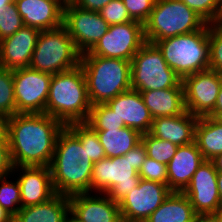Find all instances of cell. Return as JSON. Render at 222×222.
I'll return each mask as SVG.
<instances>
[{
  "label": "cell",
  "mask_w": 222,
  "mask_h": 222,
  "mask_svg": "<svg viewBox=\"0 0 222 222\" xmlns=\"http://www.w3.org/2000/svg\"><path fill=\"white\" fill-rule=\"evenodd\" d=\"M131 19L145 24L154 8L156 0H122Z\"/></svg>",
  "instance_id": "cell-38"
},
{
  "label": "cell",
  "mask_w": 222,
  "mask_h": 222,
  "mask_svg": "<svg viewBox=\"0 0 222 222\" xmlns=\"http://www.w3.org/2000/svg\"><path fill=\"white\" fill-rule=\"evenodd\" d=\"M207 22L180 0H156L147 22L144 36L147 42L191 33L202 29Z\"/></svg>",
  "instance_id": "cell-6"
},
{
  "label": "cell",
  "mask_w": 222,
  "mask_h": 222,
  "mask_svg": "<svg viewBox=\"0 0 222 222\" xmlns=\"http://www.w3.org/2000/svg\"><path fill=\"white\" fill-rule=\"evenodd\" d=\"M93 165L86 147L64 126L58 134L49 166L55 193L66 196L90 193Z\"/></svg>",
  "instance_id": "cell-2"
},
{
  "label": "cell",
  "mask_w": 222,
  "mask_h": 222,
  "mask_svg": "<svg viewBox=\"0 0 222 222\" xmlns=\"http://www.w3.org/2000/svg\"><path fill=\"white\" fill-rule=\"evenodd\" d=\"M64 124L45 113H17L8 119V143L13 167H49Z\"/></svg>",
  "instance_id": "cell-1"
},
{
  "label": "cell",
  "mask_w": 222,
  "mask_h": 222,
  "mask_svg": "<svg viewBox=\"0 0 222 222\" xmlns=\"http://www.w3.org/2000/svg\"><path fill=\"white\" fill-rule=\"evenodd\" d=\"M85 123L94 131L125 127L124 122H120L118 116L106 103L92 105L89 117Z\"/></svg>",
  "instance_id": "cell-29"
},
{
  "label": "cell",
  "mask_w": 222,
  "mask_h": 222,
  "mask_svg": "<svg viewBox=\"0 0 222 222\" xmlns=\"http://www.w3.org/2000/svg\"><path fill=\"white\" fill-rule=\"evenodd\" d=\"M12 170L9 144H0V177L12 174Z\"/></svg>",
  "instance_id": "cell-39"
},
{
  "label": "cell",
  "mask_w": 222,
  "mask_h": 222,
  "mask_svg": "<svg viewBox=\"0 0 222 222\" xmlns=\"http://www.w3.org/2000/svg\"><path fill=\"white\" fill-rule=\"evenodd\" d=\"M220 112H222V86L220 92L218 93V97L216 99V105L214 111L209 115V117L214 118Z\"/></svg>",
  "instance_id": "cell-44"
},
{
  "label": "cell",
  "mask_w": 222,
  "mask_h": 222,
  "mask_svg": "<svg viewBox=\"0 0 222 222\" xmlns=\"http://www.w3.org/2000/svg\"><path fill=\"white\" fill-rule=\"evenodd\" d=\"M0 222H13V216L0 206Z\"/></svg>",
  "instance_id": "cell-45"
},
{
  "label": "cell",
  "mask_w": 222,
  "mask_h": 222,
  "mask_svg": "<svg viewBox=\"0 0 222 222\" xmlns=\"http://www.w3.org/2000/svg\"><path fill=\"white\" fill-rule=\"evenodd\" d=\"M12 176L7 175L0 177V206L7 210L13 217L22 208L20 187L16 181H9Z\"/></svg>",
  "instance_id": "cell-31"
},
{
  "label": "cell",
  "mask_w": 222,
  "mask_h": 222,
  "mask_svg": "<svg viewBox=\"0 0 222 222\" xmlns=\"http://www.w3.org/2000/svg\"><path fill=\"white\" fill-rule=\"evenodd\" d=\"M214 118L222 125V112L218 113Z\"/></svg>",
  "instance_id": "cell-52"
},
{
  "label": "cell",
  "mask_w": 222,
  "mask_h": 222,
  "mask_svg": "<svg viewBox=\"0 0 222 222\" xmlns=\"http://www.w3.org/2000/svg\"><path fill=\"white\" fill-rule=\"evenodd\" d=\"M15 2V0H0V10L7 8V5Z\"/></svg>",
  "instance_id": "cell-49"
},
{
  "label": "cell",
  "mask_w": 222,
  "mask_h": 222,
  "mask_svg": "<svg viewBox=\"0 0 222 222\" xmlns=\"http://www.w3.org/2000/svg\"><path fill=\"white\" fill-rule=\"evenodd\" d=\"M79 8L91 11H99L112 0H70Z\"/></svg>",
  "instance_id": "cell-41"
},
{
  "label": "cell",
  "mask_w": 222,
  "mask_h": 222,
  "mask_svg": "<svg viewBox=\"0 0 222 222\" xmlns=\"http://www.w3.org/2000/svg\"><path fill=\"white\" fill-rule=\"evenodd\" d=\"M64 222H82V221L78 219L71 211H69L65 216Z\"/></svg>",
  "instance_id": "cell-48"
},
{
  "label": "cell",
  "mask_w": 222,
  "mask_h": 222,
  "mask_svg": "<svg viewBox=\"0 0 222 222\" xmlns=\"http://www.w3.org/2000/svg\"><path fill=\"white\" fill-rule=\"evenodd\" d=\"M195 142L205 160L222 153V125L209 116L199 117L195 128Z\"/></svg>",
  "instance_id": "cell-26"
},
{
  "label": "cell",
  "mask_w": 222,
  "mask_h": 222,
  "mask_svg": "<svg viewBox=\"0 0 222 222\" xmlns=\"http://www.w3.org/2000/svg\"><path fill=\"white\" fill-rule=\"evenodd\" d=\"M172 191L167 184L141 179L139 185L118 202L123 222H144Z\"/></svg>",
  "instance_id": "cell-14"
},
{
  "label": "cell",
  "mask_w": 222,
  "mask_h": 222,
  "mask_svg": "<svg viewBox=\"0 0 222 222\" xmlns=\"http://www.w3.org/2000/svg\"><path fill=\"white\" fill-rule=\"evenodd\" d=\"M8 119L9 117L0 114V144H9Z\"/></svg>",
  "instance_id": "cell-42"
},
{
  "label": "cell",
  "mask_w": 222,
  "mask_h": 222,
  "mask_svg": "<svg viewBox=\"0 0 222 222\" xmlns=\"http://www.w3.org/2000/svg\"><path fill=\"white\" fill-rule=\"evenodd\" d=\"M182 79L168 66L155 43L145 42L131 61V89L160 90L176 87Z\"/></svg>",
  "instance_id": "cell-8"
},
{
  "label": "cell",
  "mask_w": 222,
  "mask_h": 222,
  "mask_svg": "<svg viewBox=\"0 0 222 222\" xmlns=\"http://www.w3.org/2000/svg\"><path fill=\"white\" fill-rule=\"evenodd\" d=\"M140 180L138 172L133 169L130 150L123 156L105 157L94 163L91 193H105L118 203L139 185Z\"/></svg>",
  "instance_id": "cell-9"
},
{
  "label": "cell",
  "mask_w": 222,
  "mask_h": 222,
  "mask_svg": "<svg viewBox=\"0 0 222 222\" xmlns=\"http://www.w3.org/2000/svg\"><path fill=\"white\" fill-rule=\"evenodd\" d=\"M63 26L81 55L89 52L109 28L99 11L79 8L70 0L64 4Z\"/></svg>",
  "instance_id": "cell-11"
},
{
  "label": "cell",
  "mask_w": 222,
  "mask_h": 222,
  "mask_svg": "<svg viewBox=\"0 0 222 222\" xmlns=\"http://www.w3.org/2000/svg\"><path fill=\"white\" fill-rule=\"evenodd\" d=\"M216 215L218 216L220 222H222V204L219 209L216 211Z\"/></svg>",
  "instance_id": "cell-50"
},
{
  "label": "cell",
  "mask_w": 222,
  "mask_h": 222,
  "mask_svg": "<svg viewBox=\"0 0 222 222\" xmlns=\"http://www.w3.org/2000/svg\"><path fill=\"white\" fill-rule=\"evenodd\" d=\"M92 105L107 103L131 89V61L101 56H81Z\"/></svg>",
  "instance_id": "cell-4"
},
{
  "label": "cell",
  "mask_w": 222,
  "mask_h": 222,
  "mask_svg": "<svg viewBox=\"0 0 222 222\" xmlns=\"http://www.w3.org/2000/svg\"><path fill=\"white\" fill-rule=\"evenodd\" d=\"M217 184H218V192L220 196V201L222 203V172H217Z\"/></svg>",
  "instance_id": "cell-47"
},
{
  "label": "cell",
  "mask_w": 222,
  "mask_h": 222,
  "mask_svg": "<svg viewBox=\"0 0 222 222\" xmlns=\"http://www.w3.org/2000/svg\"><path fill=\"white\" fill-rule=\"evenodd\" d=\"M194 222H220L216 213L196 214Z\"/></svg>",
  "instance_id": "cell-43"
},
{
  "label": "cell",
  "mask_w": 222,
  "mask_h": 222,
  "mask_svg": "<svg viewBox=\"0 0 222 222\" xmlns=\"http://www.w3.org/2000/svg\"><path fill=\"white\" fill-rule=\"evenodd\" d=\"M140 93L153 119L176 116L186 111L182 81L173 88L140 91Z\"/></svg>",
  "instance_id": "cell-23"
},
{
  "label": "cell",
  "mask_w": 222,
  "mask_h": 222,
  "mask_svg": "<svg viewBox=\"0 0 222 222\" xmlns=\"http://www.w3.org/2000/svg\"><path fill=\"white\" fill-rule=\"evenodd\" d=\"M211 161L214 164L215 169L217 172H222V153L216 155Z\"/></svg>",
  "instance_id": "cell-46"
},
{
  "label": "cell",
  "mask_w": 222,
  "mask_h": 222,
  "mask_svg": "<svg viewBox=\"0 0 222 222\" xmlns=\"http://www.w3.org/2000/svg\"><path fill=\"white\" fill-rule=\"evenodd\" d=\"M155 44L168 66L181 78L209 69V24L187 34L168 37Z\"/></svg>",
  "instance_id": "cell-5"
},
{
  "label": "cell",
  "mask_w": 222,
  "mask_h": 222,
  "mask_svg": "<svg viewBox=\"0 0 222 222\" xmlns=\"http://www.w3.org/2000/svg\"><path fill=\"white\" fill-rule=\"evenodd\" d=\"M106 157H120L141 142V134L130 127L96 131Z\"/></svg>",
  "instance_id": "cell-27"
},
{
  "label": "cell",
  "mask_w": 222,
  "mask_h": 222,
  "mask_svg": "<svg viewBox=\"0 0 222 222\" xmlns=\"http://www.w3.org/2000/svg\"><path fill=\"white\" fill-rule=\"evenodd\" d=\"M101 17L109 24H124L133 21L122 0H112L99 10Z\"/></svg>",
  "instance_id": "cell-36"
},
{
  "label": "cell",
  "mask_w": 222,
  "mask_h": 222,
  "mask_svg": "<svg viewBox=\"0 0 222 222\" xmlns=\"http://www.w3.org/2000/svg\"><path fill=\"white\" fill-rule=\"evenodd\" d=\"M196 214L216 213L221 206L217 184V170L211 160H205L182 191Z\"/></svg>",
  "instance_id": "cell-15"
},
{
  "label": "cell",
  "mask_w": 222,
  "mask_h": 222,
  "mask_svg": "<svg viewBox=\"0 0 222 222\" xmlns=\"http://www.w3.org/2000/svg\"><path fill=\"white\" fill-rule=\"evenodd\" d=\"M200 15L208 24L215 23L221 9V0H180Z\"/></svg>",
  "instance_id": "cell-35"
},
{
  "label": "cell",
  "mask_w": 222,
  "mask_h": 222,
  "mask_svg": "<svg viewBox=\"0 0 222 222\" xmlns=\"http://www.w3.org/2000/svg\"><path fill=\"white\" fill-rule=\"evenodd\" d=\"M143 180L156 181L168 185L167 165L147 157L138 172Z\"/></svg>",
  "instance_id": "cell-37"
},
{
  "label": "cell",
  "mask_w": 222,
  "mask_h": 222,
  "mask_svg": "<svg viewBox=\"0 0 222 222\" xmlns=\"http://www.w3.org/2000/svg\"><path fill=\"white\" fill-rule=\"evenodd\" d=\"M23 26V18L20 16L15 2L0 10V41L13 35Z\"/></svg>",
  "instance_id": "cell-34"
},
{
  "label": "cell",
  "mask_w": 222,
  "mask_h": 222,
  "mask_svg": "<svg viewBox=\"0 0 222 222\" xmlns=\"http://www.w3.org/2000/svg\"><path fill=\"white\" fill-rule=\"evenodd\" d=\"M70 211L82 222H123L119 204L105 193L69 196Z\"/></svg>",
  "instance_id": "cell-17"
},
{
  "label": "cell",
  "mask_w": 222,
  "mask_h": 222,
  "mask_svg": "<svg viewBox=\"0 0 222 222\" xmlns=\"http://www.w3.org/2000/svg\"><path fill=\"white\" fill-rule=\"evenodd\" d=\"M0 114L10 117L16 114L12 70L0 67Z\"/></svg>",
  "instance_id": "cell-32"
},
{
  "label": "cell",
  "mask_w": 222,
  "mask_h": 222,
  "mask_svg": "<svg viewBox=\"0 0 222 222\" xmlns=\"http://www.w3.org/2000/svg\"><path fill=\"white\" fill-rule=\"evenodd\" d=\"M13 173L19 174L17 181L20 187L22 207L45 203L56 195L49 167L17 166L13 167Z\"/></svg>",
  "instance_id": "cell-16"
},
{
  "label": "cell",
  "mask_w": 222,
  "mask_h": 222,
  "mask_svg": "<svg viewBox=\"0 0 222 222\" xmlns=\"http://www.w3.org/2000/svg\"><path fill=\"white\" fill-rule=\"evenodd\" d=\"M145 42L144 25L137 21L109 25L107 32L96 45L81 56H101L132 61L133 56Z\"/></svg>",
  "instance_id": "cell-10"
},
{
  "label": "cell",
  "mask_w": 222,
  "mask_h": 222,
  "mask_svg": "<svg viewBox=\"0 0 222 222\" xmlns=\"http://www.w3.org/2000/svg\"><path fill=\"white\" fill-rule=\"evenodd\" d=\"M141 142L146 148L147 157L168 164L177 152L178 146L170 141L158 139L150 133L142 134Z\"/></svg>",
  "instance_id": "cell-30"
},
{
  "label": "cell",
  "mask_w": 222,
  "mask_h": 222,
  "mask_svg": "<svg viewBox=\"0 0 222 222\" xmlns=\"http://www.w3.org/2000/svg\"><path fill=\"white\" fill-rule=\"evenodd\" d=\"M80 140L90 160L95 163L106 157L105 150L100 143L99 137L85 122L70 123L66 125Z\"/></svg>",
  "instance_id": "cell-28"
},
{
  "label": "cell",
  "mask_w": 222,
  "mask_h": 222,
  "mask_svg": "<svg viewBox=\"0 0 222 222\" xmlns=\"http://www.w3.org/2000/svg\"><path fill=\"white\" fill-rule=\"evenodd\" d=\"M196 213L183 192L172 191L144 222H194Z\"/></svg>",
  "instance_id": "cell-25"
},
{
  "label": "cell",
  "mask_w": 222,
  "mask_h": 222,
  "mask_svg": "<svg viewBox=\"0 0 222 222\" xmlns=\"http://www.w3.org/2000/svg\"><path fill=\"white\" fill-rule=\"evenodd\" d=\"M209 69L222 74V24H209Z\"/></svg>",
  "instance_id": "cell-33"
},
{
  "label": "cell",
  "mask_w": 222,
  "mask_h": 222,
  "mask_svg": "<svg viewBox=\"0 0 222 222\" xmlns=\"http://www.w3.org/2000/svg\"><path fill=\"white\" fill-rule=\"evenodd\" d=\"M66 0H15L24 26L41 30L63 25V8Z\"/></svg>",
  "instance_id": "cell-20"
},
{
  "label": "cell",
  "mask_w": 222,
  "mask_h": 222,
  "mask_svg": "<svg viewBox=\"0 0 222 222\" xmlns=\"http://www.w3.org/2000/svg\"><path fill=\"white\" fill-rule=\"evenodd\" d=\"M69 211V196L56 194L45 203L22 207L13 222H64Z\"/></svg>",
  "instance_id": "cell-24"
},
{
  "label": "cell",
  "mask_w": 222,
  "mask_h": 222,
  "mask_svg": "<svg viewBox=\"0 0 222 222\" xmlns=\"http://www.w3.org/2000/svg\"><path fill=\"white\" fill-rule=\"evenodd\" d=\"M198 118L188 111L176 116L158 117L153 119L149 133L177 146L187 145L195 141V128Z\"/></svg>",
  "instance_id": "cell-22"
},
{
  "label": "cell",
  "mask_w": 222,
  "mask_h": 222,
  "mask_svg": "<svg viewBox=\"0 0 222 222\" xmlns=\"http://www.w3.org/2000/svg\"><path fill=\"white\" fill-rule=\"evenodd\" d=\"M146 158V148L142 142L131 149V161L133 164V169H135L137 172H139V170L141 169V166Z\"/></svg>",
  "instance_id": "cell-40"
},
{
  "label": "cell",
  "mask_w": 222,
  "mask_h": 222,
  "mask_svg": "<svg viewBox=\"0 0 222 222\" xmlns=\"http://www.w3.org/2000/svg\"><path fill=\"white\" fill-rule=\"evenodd\" d=\"M204 161L195 141L178 146L176 154L167 164L168 188L171 191L182 192Z\"/></svg>",
  "instance_id": "cell-21"
},
{
  "label": "cell",
  "mask_w": 222,
  "mask_h": 222,
  "mask_svg": "<svg viewBox=\"0 0 222 222\" xmlns=\"http://www.w3.org/2000/svg\"><path fill=\"white\" fill-rule=\"evenodd\" d=\"M91 107L85 74L80 64L52 76L45 114L66 126L86 122Z\"/></svg>",
  "instance_id": "cell-3"
},
{
  "label": "cell",
  "mask_w": 222,
  "mask_h": 222,
  "mask_svg": "<svg viewBox=\"0 0 222 222\" xmlns=\"http://www.w3.org/2000/svg\"><path fill=\"white\" fill-rule=\"evenodd\" d=\"M40 30L23 26L13 35L0 41V65L15 70L29 67Z\"/></svg>",
  "instance_id": "cell-18"
},
{
  "label": "cell",
  "mask_w": 222,
  "mask_h": 222,
  "mask_svg": "<svg viewBox=\"0 0 222 222\" xmlns=\"http://www.w3.org/2000/svg\"><path fill=\"white\" fill-rule=\"evenodd\" d=\"M16 114L45 113L52 74L31 67L12 70Z\"/></svg>",
  "instance_id": "cell-12"
},
{
  "label": "cell",
  "mask_w": 222,
  "mask_h": 222,
  "mask_svg": "<svg viewBox=\"0 0 222 222\" xmlns=\"http://www.w3.org/2000/svg\"><path fill=\"white\" fill-rule=\"evenodd\" d=\"M80 59L81 54L62 25L39 32L29 67L54 75L77 67Z\"/></svg>",
  "instance_id": "cell-7"
},
{
  "label": "cell",
  "mask_w": 222,
  "mask_h": 222,
  "mask_svg": "<svg viewBox=\"0 0 222 222\" xmlns=\"http://www.w3.org/2000/svg\"><path fill=\"white\" fill-rule=\"evenodd\" d=\"M216 22L222 24V0H221V9H220V13H219V16H218Z\"/></svg>",
  "instance_id": "cell-51"
},
{
  "label": "cell",
  "mask_w": 222,
  "mask_h": 222,
  "mask_svg": "<svg viewBox=\"0 0 222 222\" xmlns=\"http://www.w3.org/2000/svg\"><path fill=\"white\" fill-rule=\"evenodd\" d=\"M186 111L196 117L209 116L222 86V74L205 70L182 79Z\"/></svg>",
  "instance_id": "cell-13"
},
{
  "label": "cell",
  "mask_w": 222,
  "mask_h": 222,
  "mask_svg": "<svg viewBox=\"0 0 222 222\" xmlns=\"http://www.w3.org/2000/svg\"><path fill=\"white\" fill-rule=\"evenodd\" d=\"M106 104L126 127L137 130L141 135L150 132L153 117L145 106L140 91L130 89L120 93Z\"/></svg>",
  "instance_id": "cell-19"
}]
</instances>
